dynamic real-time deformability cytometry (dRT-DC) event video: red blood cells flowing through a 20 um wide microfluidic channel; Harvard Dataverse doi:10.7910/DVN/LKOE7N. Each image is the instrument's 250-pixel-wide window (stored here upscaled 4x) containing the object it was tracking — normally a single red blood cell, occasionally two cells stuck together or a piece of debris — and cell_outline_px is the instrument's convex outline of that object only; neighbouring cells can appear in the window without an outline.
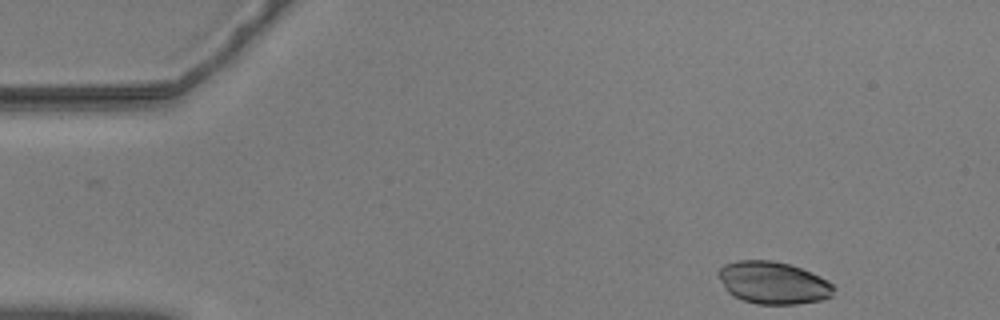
{"species": "common noctule bat (a hibernating species)", "species_latin": "Nyctalus noctula", "temperature_condition": "warm", "stored_images_in_passage": 51, "camera_frame_rate_fps": 3000, "um_per_image_px": 0.085, "animal": {"sex": "male", "body_mass_g": 20.5, "forearm_length_mm": 52.5}, "frame": {"image": 1, "passage_image": 1, "time_ms": 0.0, "image_size_px": [1000, 320], "cell_outline_px": [[836, 288], [832, 296], [820, 300], [796, 304], [756, 304], [732, 296], [724, 288], [716, 272], [724, 264], [736, 260], [772, 260], [788, 264], [800, 268], [820, 276], [828, 280]], "centroid_in_image_um": [65.7, 24.03], "position_along_channel_um": 19.3, "area_um2": 28.61}}
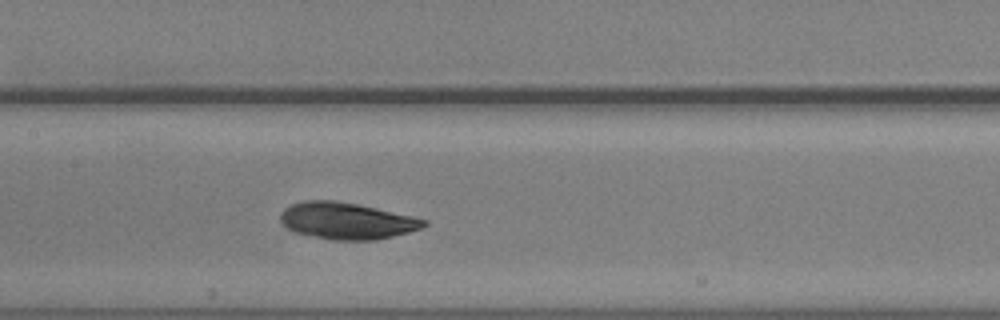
{"frame": {"image": 2, "passage_image": 22, "time_ms": 7.0, "image_size_px": [1000, 320], "cell_outline_px": [[428, 224], [420, 228], [408, 232], [376, 240], [332, 240], [296, 232], [288, 228], [280, 220], [280, 212], [284, 208], [292, 204], [304, 200], [336, 200], [360, 204], [412, 216], [428, 220]], "centroid_in_image_um": [29.47, 18.75], "position_along_channel_um": 177.9, "area_um2": 30.63}}
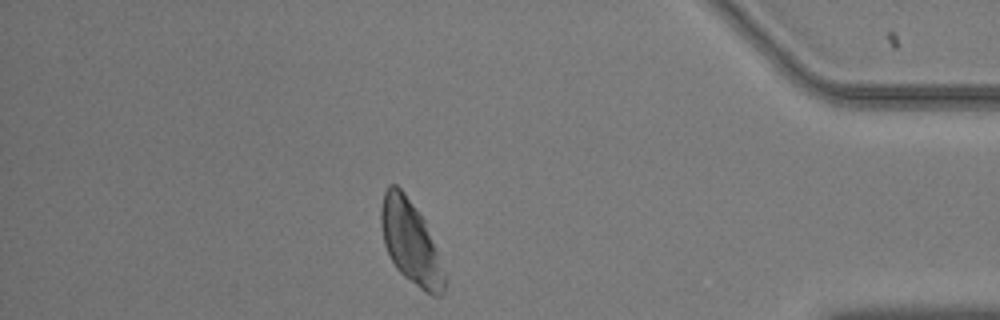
{"frame": {"image": 3, "passage_image": 44, "time_ms": 14.333, "image_size_px": [1000, 320], "cell_outline_px": [[444, 292], [440, 296], [432, 296], [420, 288], [404, 276], [396, 268], [384, 244], [380, 224], [380, 208], [384, 192], [388, 184], [396, 184], [404, 192], [416, 208], [424, 220], [444, 276]], "centroid_in_image_um": [34.84, 20.55], "position_along_channel_um": 400.4, "area_um2": 29.94}}